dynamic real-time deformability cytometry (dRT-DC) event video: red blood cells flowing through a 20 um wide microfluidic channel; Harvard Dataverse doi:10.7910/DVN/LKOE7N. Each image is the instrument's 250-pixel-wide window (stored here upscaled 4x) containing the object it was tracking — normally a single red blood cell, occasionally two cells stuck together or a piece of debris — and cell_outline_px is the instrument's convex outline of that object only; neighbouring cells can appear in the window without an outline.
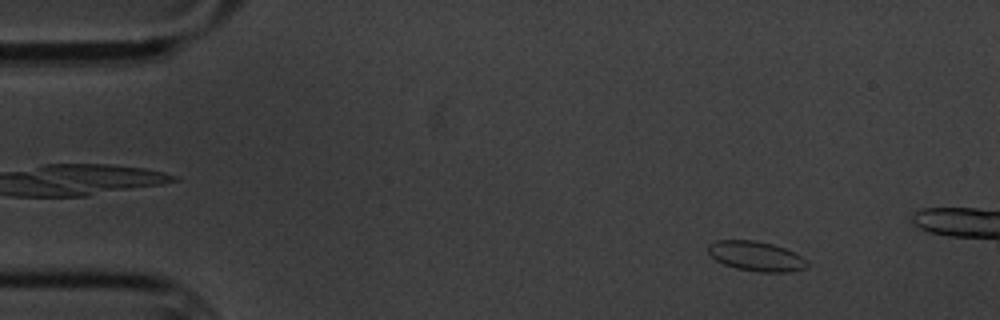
{"species": "common noctule bat (a hibernating species)", "species_latin": "Nyctalus noctula", "temperature_condition": "cold", "stored_images_in_passage": 4, "camera_frame_rate_fps": 3000, "um_per_image_px": 0.085, "animal": {"sex": "male", "body_mass_g": 20.1, "forearm_length_mm": 53.5}, "frame": {"image": 1, "passage_image": 2, "time_ms": 1.333, "image_size_px": [1000, 320], "cell_outline_px": [[808, 268], [792, 272], [756, 272], [736, 268], [724, 264], [716, 260], [708, 252], [708, 244], [716, 240], [756, 240], [772, 244], [784, 248], [808, 260]], "centroid_in_image_um": [64.28, 21.78], "position_along_channel_um": 20.7, "area_um2": 17.28}}